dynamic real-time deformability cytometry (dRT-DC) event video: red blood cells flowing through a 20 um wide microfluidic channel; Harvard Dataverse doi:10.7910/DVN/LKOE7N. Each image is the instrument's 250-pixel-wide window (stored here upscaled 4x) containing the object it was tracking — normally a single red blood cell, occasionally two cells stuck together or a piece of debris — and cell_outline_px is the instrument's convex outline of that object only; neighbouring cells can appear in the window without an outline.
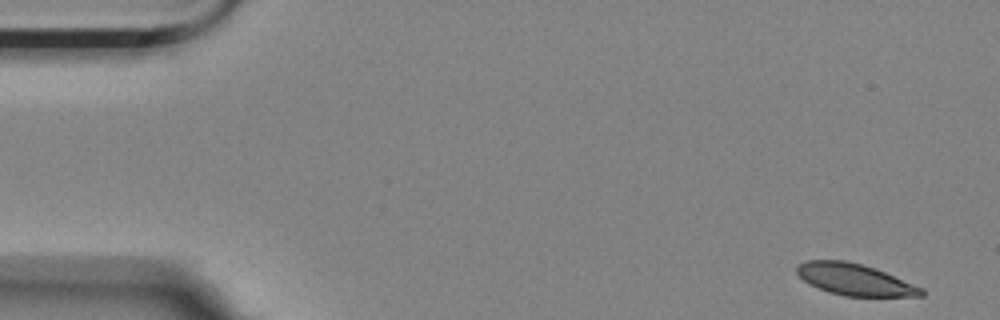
{"species": "Egyptian fruit bat (a non-hibernating species)", "species_latin": "Rousettus aegyptiacus", "temperature_condition": "room temperature", "stored_images_in_passage": 3, "camera_frame_rate_fps": 3000, "um_per_image_px": 0.085, "animal": {"sex": "female"}, "frame": {"image": 1, "passage_image": 1, "time_ms": 0.0, "image_size_px": [1000, 320], "cell_outline_px": [[924, 296], [844, 296], [828, 292], [808, 284], [796, 272], [796, 268], [800, 264], [808, 260], [848, 260], [876, 268], [924, 288]], "centroid_in_image_um": [72.67, 23.76], "position_along_channel_um": 12.3, "area_um2": 23.0}}